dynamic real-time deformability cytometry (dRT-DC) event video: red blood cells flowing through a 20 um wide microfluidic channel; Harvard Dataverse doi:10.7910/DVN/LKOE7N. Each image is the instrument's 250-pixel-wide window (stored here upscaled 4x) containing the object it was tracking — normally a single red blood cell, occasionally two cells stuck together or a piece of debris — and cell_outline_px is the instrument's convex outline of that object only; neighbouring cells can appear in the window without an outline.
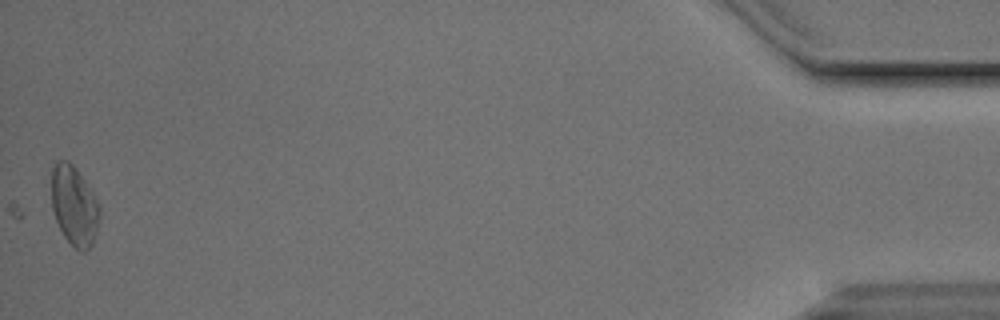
{"species": "Egyptian fruit bat (a non-hibernating species)", "species_latin": "Rousettus aegyptiacus", "temperature_condition": "cold", "stored_images_in_passage": 40, "camera_frame_rate_fps": 3000, "um_per_image_px": 0.085, "animal": {"sex": "male"}, "frame": {"image": 1, "passage_image": 40, "time_ms": 13.0, "image_size_px": [1000, 320], "cell_outline_px": [[100, 216], [96, 232], [92, 244], [84, 252], [80, 252], [64, 236], [56, 220], [52, 208], [52, 168], [56, 160], [68, 160], [72, 164], [100, 204]], "centroid_in_image_um": [6.31, 17.49], "position_along_channel_um": 428.9, "area_um2": 22.02}}